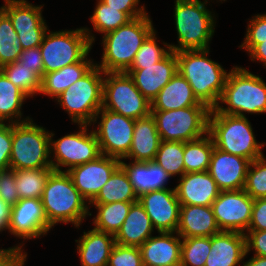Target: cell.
<instances>
[{"label": "cell", "instance_id": "11a10c76", "mask_svg": "<svg viewBox=\"0 0 266 266\" xmlns=\"http://www.w3.org/2000/svg\"><path fill=\"white\" fill-rule=\"evenodd\" d=\"M242 266H266V257L254 255L248 261H243Z\"/></svg>", "mask_w": 266, "mask_h": 266}, {"label": "cell", "instance_id": "db71d44e", "mask_svg": "<svg viewBox=\"0 0 266 266\" xmlns=\"http://www.w3.org/2000/svg\"><path fill=\"white\" fill-rule=\"evenodd\" d=\"M11 206L0 198V232L6 231L10 223Z\"/></svg>", "mask_w": 266, "mask_h": 266}, {"label": "cell", "instance_id": "f6af8a7d", "mask_svg": "<svg viewBox=\"0 0 266 266\" xmlns=\"http://www.w3.org/2000/svg\"><path fill=\"white\" fill-rule=\"evenodd\" d=\"M0 198L11 207L20 200L12 168L0 170Z\"/></svg>", "mask_w": 266, "mask_h": 266}, {"label": "cell", "instance_id": "d6a6232c", "mask_svg": "<svg viewBox=\"0 0 266 266\" xmlns=\"http://www.w3.org/2000/svg\"><path fill=\"white\" fill-rule=\"evenodd\" d=\"M213 149L214 143L208 133L199 139L184 142L185 173L208 171Z\"/></svg>", "mask_w": 266, "mask_h": 266}, {"label": "cell", "instance_id": "f546056e", "mask_svg": "<svg viewBox=\"0 0 266 266\" xmlns=\"http://www.w3.org/2000/svg\"><path fill=\"white\" fill-rule=\"evenodd\" d=\"M95 65L88 55L80 62L65 66L57 71L45 73L41 79L39 94L56 99Z\"/></svg>", "mask_w": 266, "mask_h": 266}, {"label": "cell", "instance_id": "bcb514c9", "mask_svg": "<svg viewBox=\"0 0 266 266\" xmlns=\"http://www.w3.org/2000/svg\"><path fill=\"white\" fill-rule=\"evenodd\" d=\"M12 123L0 124V170L10 168Z\"/></svg>", "mask_w": 266, "mask_h": 266}, {"label": "cell", "instance_id": "9f6ffc18", "mask_svg": "<svg viewBox=\"0 0 266 266\" xmlns=\"http://www.w3.org/2000/svg\"><path fill=\"white\" fill-rule=\"evenodd\" d=\"M4 14V5L0 7V17Z\"/></svg>", "mask_w": 266, "mask_h": 266}, {"label": "cell", "instance_id": "2e32d148", "mask_svg": "<svg viewBox=\"0 0 266 266\" xmlns=\"http://www.w3.org/2000/svg\"><path fill=\"white\" fill-rule=\"evenodd\" d=\"M52 227L48 224L41 199L23 198L11 207L10 234L23 240L47 235Z\"/></svg>", "mask_w": 266, "mask_h": 266}, {"label": "cell", "instance_id": "4316f807", "mask_svg": "<svg viewBox=\"0 0 266 266\" xmlns=\"http://www.w3.org/2000/svg\"><path fill=\"white\" fill-rule=\"evenodd\" d=\"M190 106H207L194 95L189 82L178 72L151 102V110L169 111Z\"/></svg>", "mask_w": 266, "mask_h": 266}, {"label": "cell", "instance_id": "7402d4cb", "mask_svg": "<svg viewBox=\"0 0 266 266\" xmlns=\"http://www.w3.org/2000/svg\"><path fill=\"white\" fill-rule=\"evenodd\" d=\"M139 248L144 266H180L182 238L177 232H157ZM176 234V235H175Z\"/></svg>", "mask_w": 266, "mask_h": 266}, {"label": "cell", "instance_id": "4dcf8cb0", "mask_svg": "<svg viewBox=\"0 0 266 266\" xmlns=\"http://www.w3.org/2000/svg\"><path fill=\"white\" fill-rule=\"evenodd\" d=\"M27 98L29 97L0 70V119L9 123L30 120L29 116L22 118V106Z\"/></svg>", "mask_w": 266, "mask_h": 266}, {"label": "cell", "instance_id": "b9f144b4", "mask_svg": "<svg viewBox=\"0 0 266 266\" xmlns=\"http://www.w3.org/2000/svg\"><path fill=\"white\" fill-rule=\"evenodd\" d=\"M244 190L253 199L266 198V157L264 155L250 162Z\"/></svg>", "mask_w": 266, "mask_h": 266}, {"label": "cell", "instance_id": "8d00e7d4", "mask_svg": "<svg viewBox=\"0 0 266 266\" xmlns=\"http://www.w3.org/2000/svg\"><path fill=\"white\" fill-rule=\"evenodd\" d=\"M130 20L132 19L125 12L107 6L101 0H97L93 15L90 17L93 29L103 35L127 24Z\"/></svg>", "mask_w": 266, "mask_h": 266}, {"label": "cell", "instance_id": "836d02e7", "mask_svg": "<svg viewBox=\"0 0 266 266\" xmlns=\"http://www.w3.org/2000/svg\"><path fill=\"white\" fill-rule=\"evenodd\" d=\"M135 202H113L108 204H90L98 211L93 218L94 228L115 235L126 219L131 205Z\"/></svg>", "mask_w": 266, "mask_h": 266}, {"label": "cell", "instance_id": "f5cc1de1", "mask_svg": "<svg viewBox=\"0 0 266 266\" xmlns=\"http://www.w3.org/2000/svg\"><path fill=\"white\" fill-rule=\"evenodd\" d=\"M248 54L251 61L262 62L266 68V41L257 44Z\"/></svg>", "mask_w": 266, "mask_h": 266}, {"label": "cell", "instance_id": "3957f363", "mask_svg": "<svg viewBox=\"0 0 266 266\" xmlns=\"http://www.w3.org/2000/svg\"><path fill=\"white\" fill-rule=\"evenodd\" d=\"M150 16L130 20L102 36V60L95 64L104 72H126L146 38L154 31Z\"/></svg>", "mask_w": 266, "mask_h": 266}, {"label": "cell", "instance_id": "816d5d0a", "mask_svg": "<svg viewBox=\"0 0 266 266\" xmlns=\"http://www.w3.org/2000/svg\"><path fill=\"white\" fill-rule=\"evenodd\" d=\"M246 253L254 250V255L266 257V230L246 231Z\"/></svg>", "mask_w": 266, "mask_h": 266}, {"label": "cell", "instance_id": "74e56055", "mask_svg": "<svg viewBox=\"0 0 266 266\" xmlns=\"http://www.w3.org/2000/svg\"><path fill=\"white\" fill-rule=\"evenodd\" d=\"M7 78L18 88H20L28 97L39 94L41 79L19 61L8 63L0 68Z\"/></svg>", "mask_w": 266, "mask_h": 266}, {"label": "cell", "instance_id": "9a60e30c", "mask_svg": "<svg viewBox=\"0 0 266 266\" xmlns=\"http://www.w3.org/2000/svg\"><path fill=\"white\" fill-rule=\"evenodd\" d=\"M253 203L254 199L244 189L221 191L211 205L220 230L245 234Z\"/></svg>", "mask_w": 266, "mask_h": 266}, {"label": "cell", "instance_id": "f1b7e54d", "mask_svg": "<svg viewBox=\"0 0 266 266\" xmlns=\"http://www.w3.org/2000/svg\"><path fill=\"white\" fill-rule=\"evenodd\" d=\"M154 230L144 207L137 201L131 205L126 219L114 235L115 243L140 247L152 236Z\"/></svg>", "mask_w": 266, "mask_h": 266}, {"label": "cell", "instance_id": "52a82bcc", "mask_svg": "<svg viewBox=\"0 0 266 266\" xmlns=\"http://www.w3.org/2000/svg\"><path fill=\"white\" fill-rule=\"evenodd\" d=\"M95 41L87 28L47 31L39 48L42 54L44 74L82 61L89 55Z\"/></svg>", "mask_w": 266, "mask_h": 266}, {"label": "cell", "instance_id": "ab89813d", "mask_svg": "<svg viewBox=\"0 0 266 266\" xmlns=\"http://www.w3.org/2000/svg\"><path fill=\"white\" fill-rule=\"evenodd\" d=\"M210 250V237L182 238L180 266H204Z\"/></svg>", "mask_w": 266, "mask_h": 266}, {"label": "cell", "instance_id": "7a4b0ae2", "mask_svg": "<svg viewBox=\"0 0 266 266\" xmlns=\"http://www.w3.org/2000/svg\"><path fill=\"white\" fill-rule=\"evenodd\" d=\"M41 202L47 222L52 228L58 223H72L79 228L86 217L92 216L88 201L74 186L67 172L53 171L50 174Z\"/></svg>", "mask_w": 266, "mask_h": 266}, {"label": "cell", "instance_id": "c3c4849f", "mask_svg": "<svg viewBox=\"0 0 266 266\" xmlns=\"http://www.w3.org/2000/svg\"><path fill=\"white\" fill-rule=\"evenodd\" d=\"M101 1L104 2L107 6L125 12L131 19H135L148 14V12L145 11V5L138 7L140 0H101Z\"/></svg>", "mask_w": 266, "mask_h": 266}, {"label": "cell", "instance_id": "ee69618b", "mask_svg": "<svg viewBox=\"0 0 266 266\" xmlns=\"http://www.w3.org/2000/svg\"><path fill=\"white\" fill-rule=\"evenodd\" d=\"M243 43L239 46L248 53L259 43L266 41V13L254 15L249 20Z\"/></svg>", "mask_w": 266, "mask_h": 266}, {"label": "cell", "instance_id": "60d3db41", "mask_svg": "<svg viewBox=\"0 0 266 266\" xmlns=\"http://www.w3.org/2000/svg\"><path fill=\"white\" fill-rule=\"evenodd\" d=\"M156 31L154 30L143 42L135 55L134 61L129 69H143V66L156 64L162 60L171 50L169 43L163 42L165 47L158 45Z\"/></svg>", "mask_w": 266, "mask_h": 266}, {"label": "cell", "instance_id": "603a6c76", "mask_svg": "<svg viewBox=\"0 0 266 266\" xmlns=\"http://www.w3.org/2000/svg\"><path fill=\"white\" fill-rule=\"evenodd\" d=\"M210 254L204 266H239L248 256L245 234L221 231L210 237Z\"/></svg>", "mask_w": 266, "mask_h": 266}, {"label": "cell", "instance_id": "83f0119b", "mask_svg": "<svg viewBox=\"0 0 266 266\" xmlns=\"http://www.w3.org/2000/svg\"><path fill=\"white\" fill-rule=\"evenodd\" d=\"M161 143L154 117L149 114L146 117L135 120L132 144L128 155L124 159L132 161H154Z\"/></svg>", "mask_w": 266, "mask_h": 266}, {"label": "cell", "instance_id": "f35d334b", "mask_svg": "<svg viewBox=\"0 0 266 266\" xmlns=\"http://www.w3.org/2000/svg\"><path fill=\"white\" fill-rule=\"evenodd\" d=\"M23 51L10 18L4 13L0 17V68L18 61Z\"/></svg>", "mask_w": 266, "mask_h": 266}, {"label": "cell", "instance_id": "277c9868", "mask_svg": "<svg viewBox=\"0 0 266 266\" xmlns=\"http://www.w3.org/2000/svg\"><path fill=\"white\" fill-rule=\"evenodd\" d=\"M214 109L219 113L236 116L266 113V83L248 69L233 66Z\"/></svg>", "mask_w": 266, "mask_h": 266}, {"label": "cell", "instance_id": "7bdbcfd3", "mask_svg": "<svg viewBox=\"0 0 266 266\" xmlns=\"http://www.w3.org/2000/svg\"><path fill=\"white\" fill-rule=\"evenodd\" d=\"M107 266H144L140 248L115 243L108 258Z\"/></svg>", "mask_w": 266, "mask_h": 266}, {"label": "cell", "instance_id": "5b68a950", "mask_svg": "<svg viewBox=\"0 0 266 266\" xmlns=\"http://www.w3.org/2000/svg\"><path fill=\"white\" fill-rule=\"evenodd\" d=\"M174 20L178 44H169L170 50L209 49L215 32V14L207 9L208 0H175Z\"/></svg>", "mask_w": 266, "mask_h": 266}, {"label": "cell", "instance_id": "d4e9b609", "mask_svg": "<svg viewBox=\"0 0 266 266\" xmlns=\"http://www.w3.org/2000/svg\"><path fill=\"white\" fill-rule=\"evenodd\" d=\"M120 166L128 175L138 197L149 191L167 189L171 176L154 161H131L129 164L120 160Z\"/></svg>", "mask_w": 266, "mask_h": 266}, {"label": "cell", "instance_id": "1f68e13d", "mask_svg": "<svg viewBox=\"0 0 266 266\" xmlns=\"http://www.w3.org/2000/svg\"><path fill=\"white\" fill-rule=\"evenodd\" d=\"M137 202L136 195L128 175L119 166L110 176L107 183L89 204H108L113 202Z\"/></svg>", "mask_w": 266, "mask_h": 266}, {"label": "cell", "instance_id": "9c48e42d", "mask_svg": "<svg viewBox=\"0 0 266 266\" xmlns=\"http://www.w3.org/2000/svg\"><path fill=\"white\" fill-rule=\"evenodd\" d=\"M104 71L96 64L55 100L72 123L91 125L102 108Z\"/></svg>", "mask_w": 266, "mask_h": 266}, {"label": "cell", "instance_id": "d590c367", "mask_svg": "<svg viewBox=\"0 0 266 266\" xmlns=\"http://www.w3.org/2000/svg\"><path fill=\"white\" fill-rule=\"evenodd\" d=\"M184 142L161 141L154 162L160 165L171 177L185 174L183 162Z\"/></svg>", "mask_w": 266, "mask_h": 266}, {"label": "cell", "instance_id": "7dc6e473", "mask_svg": "<svg viewBox=\"0 0 266 266\" xmlns=\"http://www.w3.org/2000/svg\"><path fill=\"white\" fill-rule=\"evenodd\" d=\"M18 61L22 64V66L32 69L33 72L40 79H42L44 74V68L42 54L39 46L35 48L24 49L21 52Z\"/></svg>", "mask_w": 266, "mask_h": 266}, {"label": "cell", "instance_id": "681fc988", "mask_svg": "<svg viewBox=\"0 0 266 266\" xmlns=\"http://www.w3.org/2000/svg\"><path fill=\"white\" fill-rule=\"evenodd\" d=\"M24 243L0 249V266H24L27 258V253L22 250Z\"/></svg>", "mask_w": 266, "mask_h": 266}, {"label": "cell", "instance_id": "ac0fdd59", "mask_svg": "<svg viewBox=\"0 0 266 266\" xmlns=\"http://www.w3.org/2000/svg\"><path fill=\"white\" fill-rule=\"evenodd\" d=\"M119 166V159L101 155L96 160L71 168L67 173L80 194L90 203Z\"/></svg>", "mask_w": 266, "mask_h": 266}, {"label": "cell", "instance_id": "ba28073f", "mask_svg": "<svg viewBox=\"0 0 266 266\" xmlns=\"http://www.w3.org/2000/svg\"><path fill=\"white\" fill-rule=\"evenodd\" d=\"M50 132L32 119L12 123L10 168L14 170L53 168Z\"/></svg>", "mask_w": 266, "mask_h": 266}, {"label": "cell", "instance_id": "30bf717a", "mask_svg": "<svg viewBox=\"0 0 266 266\" xmlns=\"http://www.w3.org/2000/svg\"><path fill=\"white\" fill-rule=\"evenodd\" d=\"M208 106H190L182 109L151 110L161 141L188 142L208 133Z\"/></svg>", "mask_w": 266, "mask_h": 266}, {"label": "cell", "instance_id": "5bb4252c", "mask_svg": "<svg viewBox=\"0 0 266 266\" xmlns=\"http://www.w3.org/2000/svg\"><path fill=\"white\" fill-rule=\"evenodd\" d=\"M4 13L10 18L22 49L40 46L48 26L42 16L43 5L27 0H4Z\"/></svg>", "mask_w": 266, "mask_h": 266}, {"label": "cell", "instance_id": "7c38bea8", "mask_svg": "<svg viewBox=\"0 0 266 266\" xmlns=\"http://www.w3.org/2000/svg\"><path fill=\"white\" fill-rule=\"evenodd\" d=\"M79 131L67 134L57 140L50 132V155L54 171L67 172L71 168L96 160L101 156L98 140L93 130H88L87 124H78ZM90 131V132H88ZM63 167L65 170H62Z\"/></svg>", "mask_w": 266, "mask_h": 266}, {"label": "cell", "instance_id": "8992f818", "mask_svg": "<svg viewBox=\"0 0 266 266\" xmlns=\"http://www.w3.org/2000/svg\"><path fill=\"white\" fill-rule=\"evenodd\" d=\"M208 134L216 148L250 162L264 155L265 143L257 142L246 116L223 114L213 108L208 119Z\"/></svg>", "mask_w": 266, "mask_h": 266}, {"label": "cell", "instance_id": "6da1fadb", "mask_svg": "<svg viewBox=\"0 0 266 266\" xmlns=\"http://www.w3.org/2000/svg\"><path fill=\"white\" fill-rule=\"evenodd\" d=\"M210 49L176 52L177 70L190 84L197 99L213 109L224 89L227 73L218 62L208 58Z\"/></svg>", "mask_w": 266, "mask_h": 266}, {"label": "cell", "instance_id": "e575fe53", "mask_svg": "<svg viewBox=\"0 0 266 266\" xmlns=\"http://www.w3.org/2000/svg\"><path fill=\"white\" fill-rule=\"evenodd\" d=\"M54 168L15 170V184L20 199H41L44 187Z\"/></svg>", "mask_w": 266, "mask_h": 266}, {"label": "cell", "instance_id": "e0dca14e", "mask_svg": "<svg viewBox=\"0 0 266 266\" xmlns=\"http://www.w3.org/2000/svg\"><path fill=\"white\" fill-rule=\"evenodd\" d=\"M157 232H176L181 204L175 188L149 191L138 197Z\"/></svg>", "mask_w": 266, "mask_h": 266}, {"label": "cell", "instance_id": "484cf974", "mask_svg": "<svg viewBox=\"0 0 266 266\" xmlns=\"http://www.w3.org/2000/svg\"><path fill=\"white\" fill-rule=\"evenodd\" d=\"M75 242L81 266H107L115 238L113 234L93 228L83 232Z\"/></svg>", "mask_w": 266, "mask_h": 266}, {"label": "cell", "instance_id": "44dd1931", "mask_svg": "<svg viewBox=\"0 0 266 266\" xmlns=\"http://www.w3.org/2000/svg\"><path fill=\"white\" fill-rule=\"evenodd\" d=\"M175 191L181 205L211 206L221 190L208 171L185 173Z\"/></svg>", "mask_w": 266, "mask_h": 266}, {"label": "cell", "instance_id": "f907efd6", "mask_svg": "<svg viewBox=\"0 0 266 266\" xmlns=\"http://www.w3.org/2000/svg\"><path fill=\"white\" fill-rule=\"evenodd\" d=\"M266 230V198L254 199L251 220L247 231Z\"/></svg>", "mask_w": 266, "mask_h": 266}, {"label": "cell", "instance_id": "4fadbf2b", "mask_svg": "<svg viewBox=\"0 0 266 266\" xmlns=\"http://www.w3.org/2000/svg\"><path fill=\"white\" fill-rule=\"evenodd\" d=\"M101 119L100 122H97ZM94 133L102 155L123 160L132 144L135 120L101 108L93 119ZM97 129V130H96Z\"/></svg>", "mask_w": 266, "mask_h": 266}, {"label": "cell", "instance_id": "cb8c5ba5", "mask_svg": "<svg viewBox=\"0 0 266 266\" xmlns=\"http://www.w3.org/2000/svg\"><path fill=\"white\" fill-rule=\"evenodd\" d=\"M176 232L181 238L211 237L221 232L211 206L181 205Z\"/></svg>", "mask_w": 266, "mask_h": 266}, {"label": "cell", "instance_id": "d6986e66", "mask_svg": "<svg viewBox=\"0 0 266 266\" xmlns=\"http://www.w3.org/2000/svg\"><path fill=\"white\" fill-rule=\"evenodd\" d=\"M250 161L214 146L208 172L221 191L244 189Z\"/></svg>", "mask_w": 266, "mask_h": 266}, {"label": "cell", "instance_id": "ffe728a7", "mask_svg": "<svg viewBox=\"0 0 266 266\" xmlns=\"http://www.w3.org/2000/svg\"><path fill=\"white\" fill-rule=\"evenodd\" d=\"M177 72L176 52L172 50L156 64L143 66V69L126 71L134 80L137 89L149 102L156 98L160 90Z\"/></svg>", "mask_w": 266, "mask_h": 266}, {"label": "cell", "instance_id": "8fae6325", "mask_svg": "<svg viewBox=\"0 0 266 266\" xmlns=\"http://www.w3.org/2000/svg\"><path fill=\"white\" fill-rule=\"evenodd\" d=\"M102 108L137 120L151 114V102L126 72H104Z\"/></svg>", "mask_w": 266, "mask_h": 266}]
</instances>
